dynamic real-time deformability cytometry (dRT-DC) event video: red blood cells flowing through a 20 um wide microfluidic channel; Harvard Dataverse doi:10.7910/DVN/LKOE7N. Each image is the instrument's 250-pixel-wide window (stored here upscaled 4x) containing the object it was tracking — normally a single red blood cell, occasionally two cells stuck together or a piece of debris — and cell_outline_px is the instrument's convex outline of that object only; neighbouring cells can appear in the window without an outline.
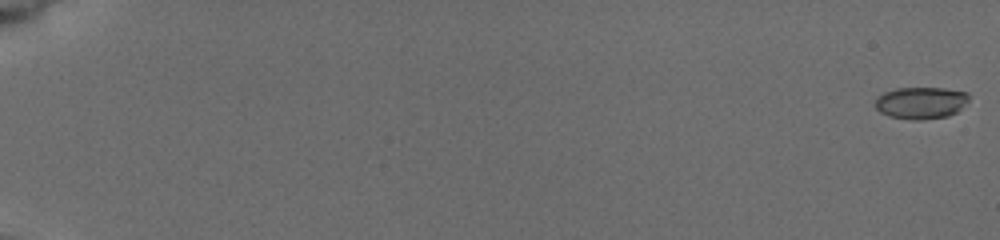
{"species": "common noctule bat (a hibernating species)", "species_latin": "Nyctalus noctula", "temperature_condition": "cold", "stored_images_in_passage": 38, "camera_frame_rate_fps": 3000, "um_per_image_px": 0.085, "animal": {"sex": "female", "body_mass_g": 19.5, "forearm_length_mm": 54.1}, "frame": {"image": 1, "passage_image": 1, "time_ms": 0.0, "image_size_px": [1000, 240], "cell_outline_px": [[968, 100], [956, 112], [948, 116], [920, 120], [912, 120], [888, 116], [880, 112], [876, 108], [876, 96], [884, 92], [896, 88], [944, 88], [968, 92]], "centroid_in_image_um": [78.25, 8.74], "position_along_channel_um": 6.7, "area_um2": 17.46}}
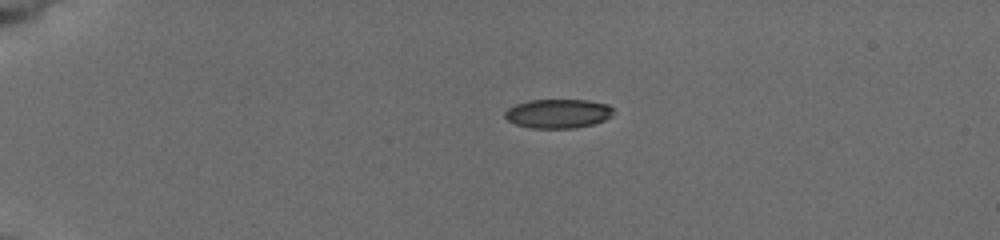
{"frame": {"image": 2, "passage_image": 23, "time_ms": 4.667, "image_size_px": [1000, 240], "cell_outline_px": [[612, 116], [604, 120], [592, 124], [576, 128], [528, 128], [516, 124], [508, 120], [504, 116], [504, 112], [508, 108], [516, 104], [528, 100], [588, 100], [608, 104], [612, 108]], "centroid_in_image_um": [47.42, 9.65], "position_along_channel_um": 37.6, "area_um2": 18.44}}